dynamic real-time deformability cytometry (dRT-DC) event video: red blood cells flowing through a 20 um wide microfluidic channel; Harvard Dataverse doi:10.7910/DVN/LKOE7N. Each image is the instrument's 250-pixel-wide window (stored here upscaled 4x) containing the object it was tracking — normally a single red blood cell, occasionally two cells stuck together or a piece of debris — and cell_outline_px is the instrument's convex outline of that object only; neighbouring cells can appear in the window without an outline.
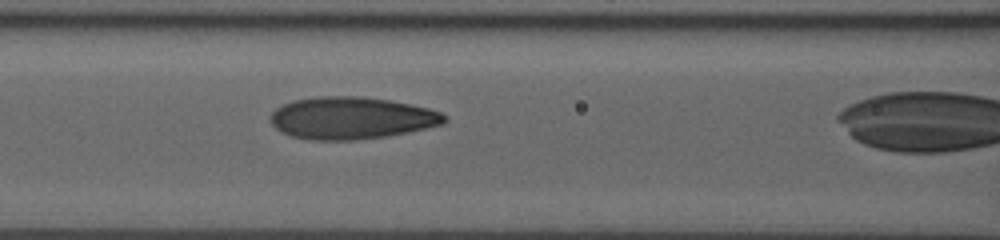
{"species": "human", "species_latin": "Homo sapiens", "temperature_condition": "room temperature", "stored_images_in_passage": 40, "camera_frame_rate_fps": 3000, "um_per_image_px": 0.085, "donor": {"sex": "male"}, "frame": {"image": 1, "passage_image": 22, "time_ms": 7.0, "image_size_px": [1000, 240], "cell_outline_px": [[448, 120], [444, 124], [408, 132], [388, 136], [356, 140], [308, 140], [288, 136], [280, 132], [268, 120], [268, 116], [276, 108], [292, 100], [320, 96], [364, 96], [388, 100], [428, 108], [440, 112], [448, 116]], "centroid_in_image_um": [29.84, 10.04], "position_along_channel_um": 136.8, "area_um2": 43.23}}
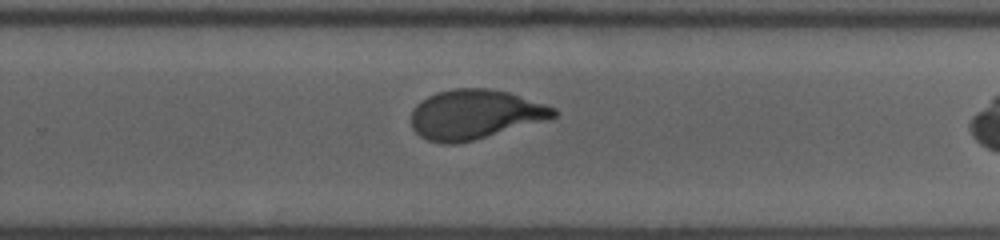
{"frame": {"image": 2, "passage_image": 33, "time_ms": 10.667, "image_size_px": [1000, 240], "cell_outline_px": [[556, 116], [548, 120], [472, 140], [456, 144], [440, 144], [428, 140], [420, 136], [412, 128], [412, 112], [416, 104], [428, 96], [436, 92], [456, 88], [488, 88], [508, 92], [556, 108]], "centroid_in_image_um": [40.35, 9.73], "position_along_channel_um": 289.5, "area_um2": 40.92}}
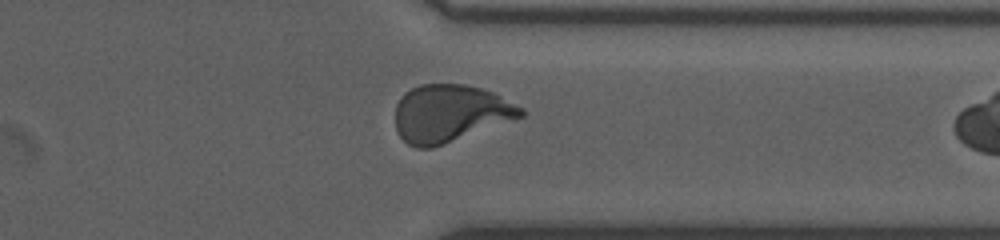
{"frame": {"image": 3, "passage_image": 39, "time_ms": 12.667, "image_size_px": [1000, 240], "cell_outline_px": [[524, 116], [444, 144], [432, 148], [416, 148], [408, 144], [396, 132], [396, 104], [400, 96], [404, 92], [420, 84], [464, 84], [496, 92], [524, 108]], "centroid_in_image_um": [38.25, 9.62], "position_along_channel_um": 373.1, "area_um2": 42.25}}